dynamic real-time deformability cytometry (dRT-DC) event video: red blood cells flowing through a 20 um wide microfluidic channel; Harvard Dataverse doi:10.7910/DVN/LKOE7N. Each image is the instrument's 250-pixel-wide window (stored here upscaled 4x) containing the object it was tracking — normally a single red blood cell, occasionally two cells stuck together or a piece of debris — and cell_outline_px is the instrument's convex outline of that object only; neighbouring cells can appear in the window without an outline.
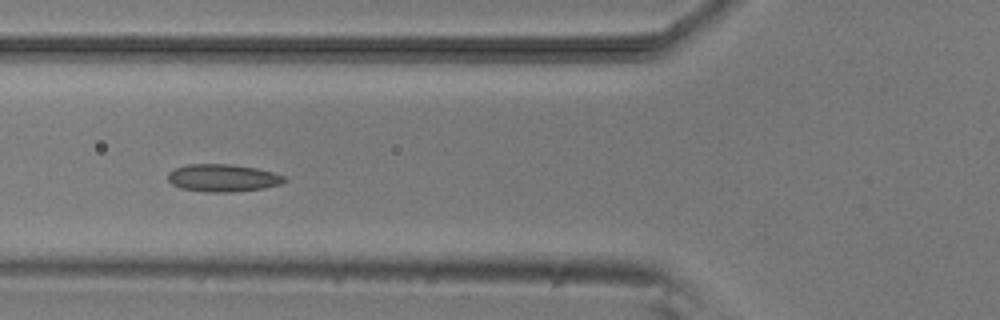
{"species": "common noctule bat (a hibernating species)", "species_latin": "Nyctalus noctula", "temperature_condition": "room temperature", "stored_images_in_passage": 7, "camera_frame_rate_fps": 3000, "um_per_image_px": 0.085, "animal": {"sex": "male", "body_mass_g": 20.5, "forearm_length_mm": 52.5}, "frame": {"image": 1, "passage_image": 4, "time_ms": 3.667, "image_size_px": [1000, 320], "cell_outline_px": [[288, 180], [280, 184], [264, 188], [232, 192], [208, 192], [180, 188], [172, 184], [168, 180], [168, 172], [176, 168], [188, 164], [228, 164], [256, 168], [272, 172], [284, 176]], "centroid_in_image_um": [18.94, 15.13], "position_along_channel_um": 106.9, "area_um2": 18.61}}
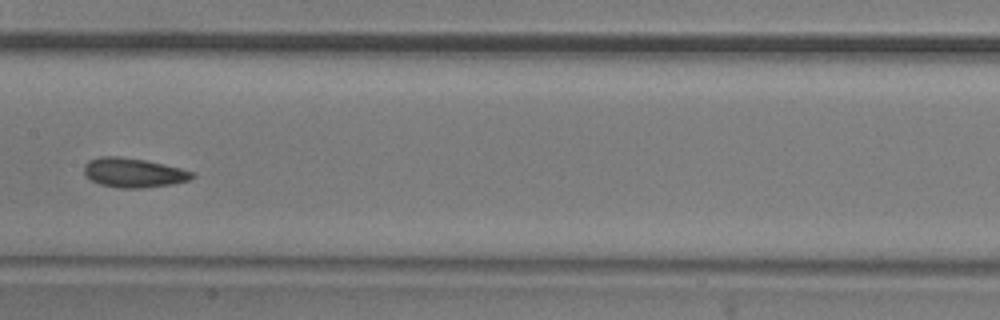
{"frame": {"image": 2, "passage_image": 6, "time_ms": 6.0, "image_size_px": [1000, 320], "cell_outline_px": [[196, 176], [188, 180], [172, 184], [140, 188], [120, 188], [100, 184], [92, 180], [84, 172], [84, 164], [88, 160], [100, 156], [120, 156], [144, 160], [180, 168], [192, 172]], "centroid_in_image_um": [11.32, 14.67], "position_along_channel_um": 196.1, "area_um2": 18.32}}
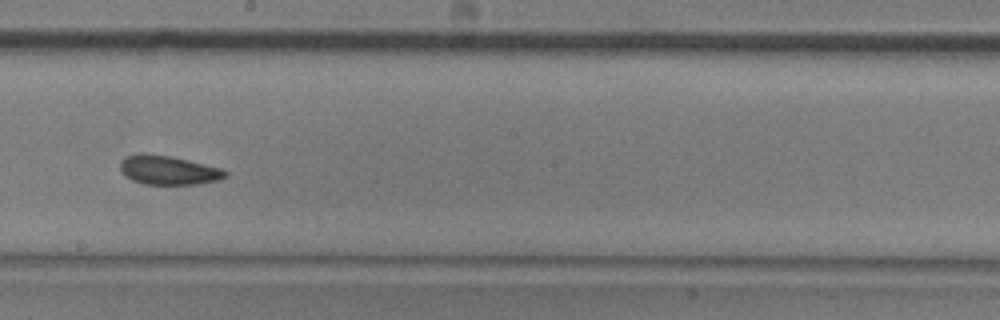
{"frame": {"image": 3, "passage_image": 7, "time_ms": 7.0, "image_size_px": [1000, 320], "cell_outline_px": [[228, 176], [216, 180], [196, 184], [144, 184], [132, 180], [124, 176], [120, 172], [120, 160], [124, 156], [140, 152], [168, 156], [220, 168], [228, 172]], "centroid_in_image_um": [14.22, 14.46], "position_along_channel_um": 234.0, "area_um2": 17.74}}